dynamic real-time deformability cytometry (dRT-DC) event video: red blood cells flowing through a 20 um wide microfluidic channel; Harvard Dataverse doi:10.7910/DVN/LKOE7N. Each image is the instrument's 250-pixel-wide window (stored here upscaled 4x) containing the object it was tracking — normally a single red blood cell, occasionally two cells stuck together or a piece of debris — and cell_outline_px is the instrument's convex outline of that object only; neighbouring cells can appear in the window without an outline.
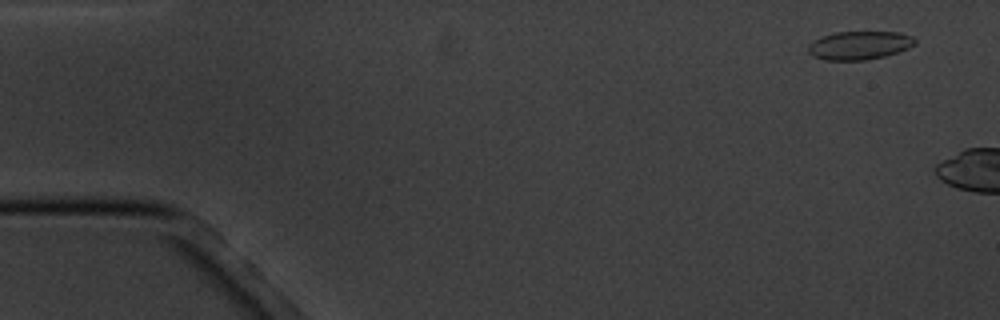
{"species": "common noctule bat (a hibernating species)", "species_latin": "Nyctalus noctula", "temperature_condition": "cold", "stored_images_in_passage": 6, "camera_frame_rate_fps": 3000, "um_per_image_px": 0.085, "animal": {"sex": "male", "body_mass_g": 20.1, "forearm_length_mm": 53.5}, "frame": {"image": 1, "passage_image": 1, "time_ms": 0.0, "image_size_px": [1000, 320], "cell_outline_px": [[916, 44], [908, 48], [884, 56], [864, 60], [828, 60], [812, 56], [808, 52], [808, 48], [816, 40], [824, 36], [836, 32], [900, 32], [912, 36], [916, 40]], "centroid_in_image_um": [73.09, 3.85], "position_along_channel_um": 11.9, "area_um2": 17.4}}